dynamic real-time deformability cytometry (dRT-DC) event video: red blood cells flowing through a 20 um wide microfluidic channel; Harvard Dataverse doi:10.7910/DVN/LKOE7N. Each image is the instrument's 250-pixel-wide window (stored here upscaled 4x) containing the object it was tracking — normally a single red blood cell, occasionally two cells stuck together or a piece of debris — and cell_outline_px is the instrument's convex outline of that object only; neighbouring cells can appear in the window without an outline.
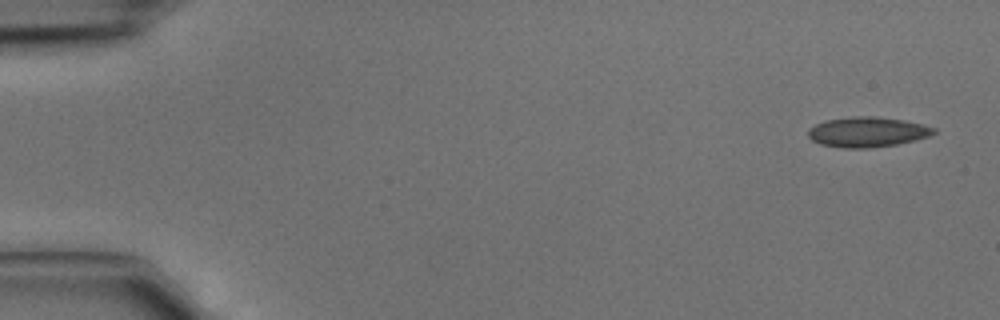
{"species": "common noctule bat (a hibernating species)", "species_latin": "Nyctalus noctula", "temperature_condition": "cold", "stored_images_in_passage": 4, "camera_frame_rate_fps": 3000, "um_per_image_px": 0.085, "animal": {"sex": "male", "body_mass_g": 15.6}, "frame": {"image": 1, "passage_image": 1, "time_ms": 0.0, "image_size_px": [1000, 320], "cell_outline_px": [[936, 132], [928, 136], [916, 140], [896, 144], [868, 148], [844, 148], [820, 144], [812, 140], [808, 136], [808, 128], [816, 124], [828, 120], [852, 116], [872, 116], [904, 120], [924, 124], [936, 128]], "centroid_in_image_um": [73.73, 11.22], "position_along_channel_um": 11.3, "area_um2": 22.02}}
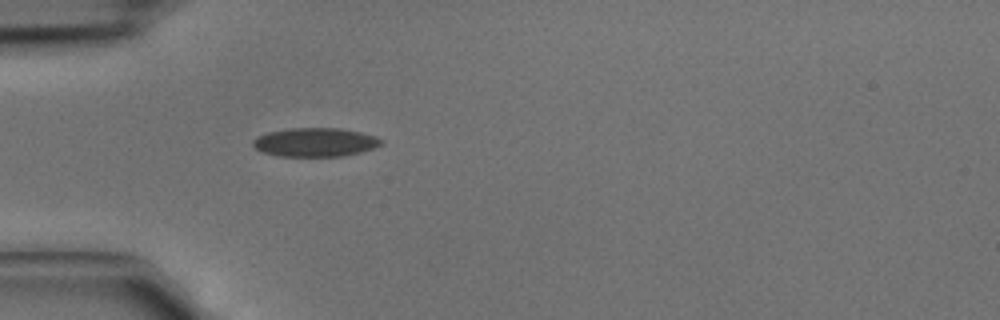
{"frame": {"image": 2, "passage_image": 4, "time_ms": 1.0, "image_size_px": [1000, 320], "cell_outline_px": [[384, 144], [360, 152], [344, 156], [276, 156], [264, 152], [256, 148], [252, 144], [252, 140], [256, 136], [268, 132], [292, 128], [340, 128], [360, 132], [376, 136], [384, 140]], "centroid_in_image_um": [26.8, 12.09], "position_along_channel_um": 58.2, "area_um2": 21.56}}